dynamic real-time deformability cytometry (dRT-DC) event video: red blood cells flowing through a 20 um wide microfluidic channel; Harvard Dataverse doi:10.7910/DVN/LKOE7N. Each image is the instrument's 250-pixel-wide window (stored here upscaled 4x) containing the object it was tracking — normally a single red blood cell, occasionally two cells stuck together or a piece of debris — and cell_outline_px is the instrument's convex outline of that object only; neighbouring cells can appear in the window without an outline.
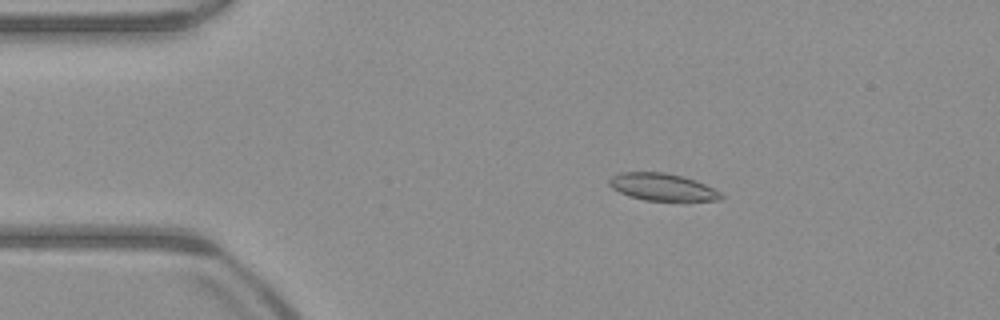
{"species": "common noctule bat (a hibernating species)", "species_latin": "Nyctalus noctula", "temperature_condition": "warm", "stored_images_in_passage": 52, "camera_frame_rate_fps": 3000, "um_per_image_px": 0.085, "animal": {"sex": "male", "body_mass_g": 23.1, "forearm_length_mm": 52.7}, "frame": {"image": 1, "passage_image": 9, "time_ms": 2.667, "image_size_px": [1000, 320], "cell_outline_px": [[724, 200], [644, 200], [628, 196], [612, 188], [608, 184], [608, 180], [612, 176], [620, 172], [664, 172], [684, 176], [696, 180], [720, 192], [724, 196]], "centroid_in_image_um": [56.28, 15.89], "position_along_channel_um": 28.7, "area_um2": 17.74}}
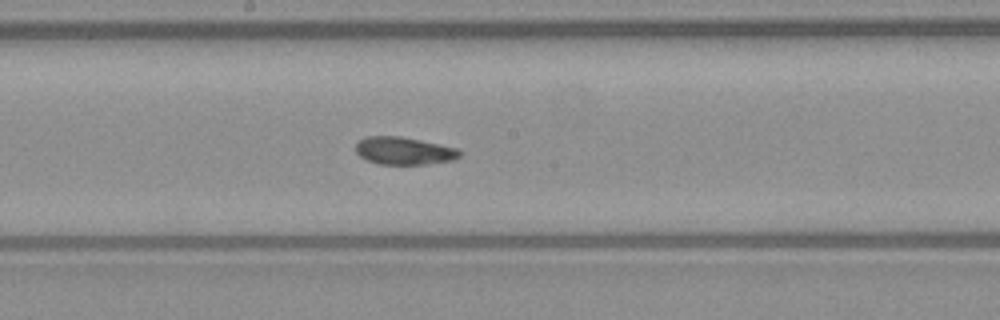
{"frame": {"image": 2, "passage_image": 27, "time_ms": 8.667, "image_size_px": [1000, 320], "cell_outline_px": [[464, 152], [456, 160], [428, 164], [380, 164], [368, 160], [360, 156], [356, 152], [356, 144], [364, 136], [400, 136], [420, 140], [456, 148]], "centroid_in_image_um": [34.37, 12.82], "position_along_channel_um": 213.8, "area_um2": 16.76}}
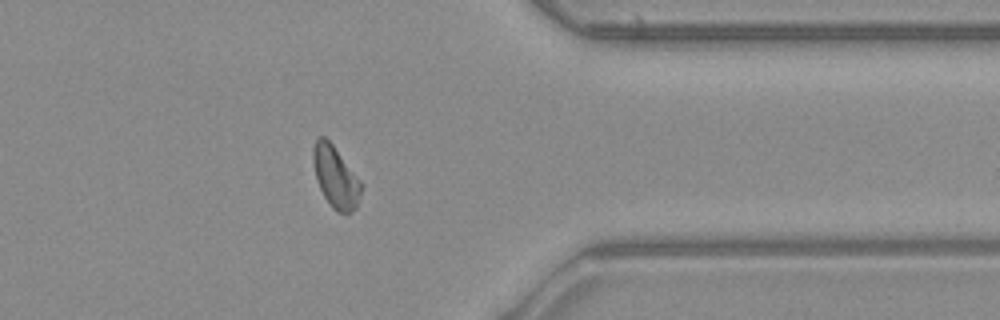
{"frame": {"image": 3, "passage_image": 41, "time_ms": 13.333, "image_size_px": [1000, 320], "cell_outline_px": [[364, 184], [356, 208], [352, 212], [336, 212], [332, 208], [324, 196], [316, 180], [312, 160], [312, 148], [316, 140], [320, 136], [324, 136], [332, 144]], "centroid_in_image_um": [28.53, 15.05], "position_along_channel_um": 382.9, "area_um2": 17.34}, "authors_computed_cell_mechanics": {"area_um2": 17.3978, "velocity_mm_per_s": 3.946, "shape_relaxation_time_tau1_ms": 6.2071, "shape_relaxation_time_tau2_ms": 3.5573, "deformation_change_tau1": 0.1465, "deformation_change_tau2": 0.0859}}